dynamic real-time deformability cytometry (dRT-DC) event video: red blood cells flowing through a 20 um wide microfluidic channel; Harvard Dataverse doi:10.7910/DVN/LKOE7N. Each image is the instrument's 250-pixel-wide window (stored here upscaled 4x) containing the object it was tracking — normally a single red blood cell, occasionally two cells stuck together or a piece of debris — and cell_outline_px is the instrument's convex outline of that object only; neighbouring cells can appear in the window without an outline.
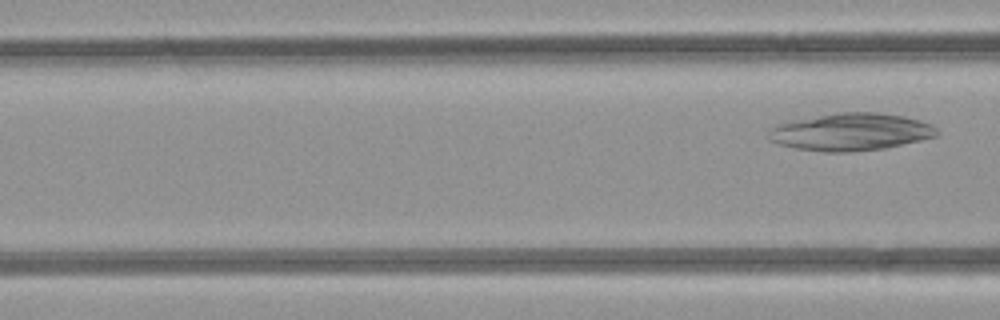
{"species": "common noctule bat (a hibernating species)", "species_latin": "Nyctalus noctula", "temperature_condition": "room temperature", "stored_images_in_passage": 6, "camera_frame_rate_fps": 3000, "um_per_image_px": 0.085, "animal": {"sex": "female", "body_mass_g": 21.9}, "frame": {"image": 1, "passage_image": 6, "time_ms": 6.0, "image_size_px": [1000, 320], "cell_outline_px": [[940, 132], [936, 136], [920, 140], [884, 148], [848, 152], [824, 152], [796, 148], [780, 144], [768, 140], [768, 128], [776, 124], [792, 120], [836, 112], [880, 112], [904, 116], [920, 120], [932, 124]], "centroid_in_image_um": [72.29, 11.2], "position_along_channel_um": 94.3, "area_um2": 36.93}}